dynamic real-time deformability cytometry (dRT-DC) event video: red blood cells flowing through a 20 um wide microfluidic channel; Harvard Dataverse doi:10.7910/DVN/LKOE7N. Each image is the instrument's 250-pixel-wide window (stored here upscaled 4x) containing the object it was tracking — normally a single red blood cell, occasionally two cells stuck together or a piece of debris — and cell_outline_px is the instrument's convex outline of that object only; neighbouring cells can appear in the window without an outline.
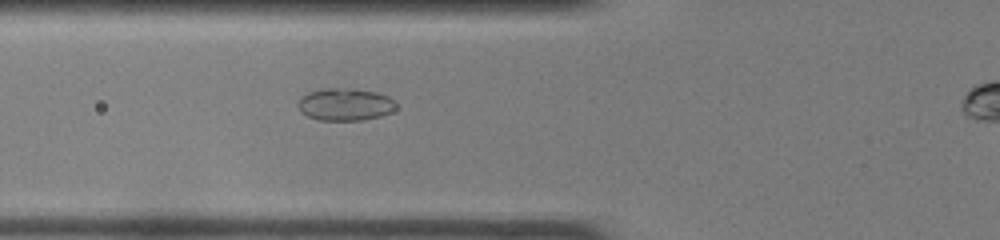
{"species": "common noctule bat (a hibernating species)", "species_latin": "Nyctalus noctula", "temperature_condition": "room temperature", "stored_images_in_passage": 37, "camera_frame_rate_fps": 3000, "um_per_image_px": 0.085, "animal": {"sex": "female", "body_mass_g": 22.0, "forearm_length_mm": 56.7}, "frame": {"image": 1, "passage_image": 10, "time_ms": 3.0, "image_size_px": [1000, 240], "cell_outline_px": [[396, 108], [392, 112], [380, 116], [364, 120], [320, 120], [308, 116], [300, 112], [296, 104], [308, 92], [324, 88], [348, 88], [376, 92], [388, 96], [396, 100]], "centroid_in_image_um": [29.36, 8.88], "position_along_channel_um": 96.4, "area_um2": 18.61}}
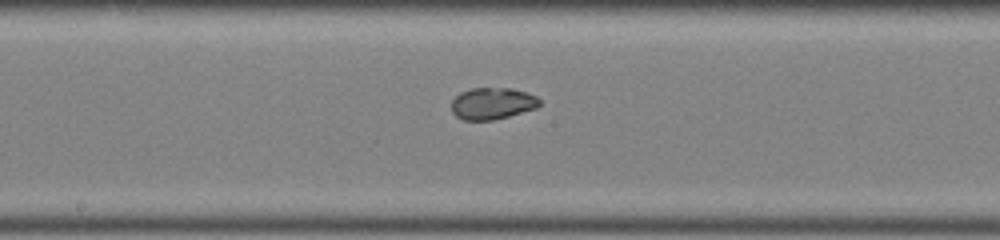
{"frame": {"image": 2, "passage_image": 18, "time_ms": 5.667, "image_size_px": [1000, 240], "cell_outline_px": [[540, 104], [536, 108], [508, 116], [492, 120], [464, 120], [456, 116], [452, 112], [452, 100], [460, 92], [472, 88], [508, 88], [524, 92], [536, 96], [540, 100]], "centroid_in_image_um": [41.82, 8.79], "position_along_channel_um": 206.4, "area_um2": 16.13}}
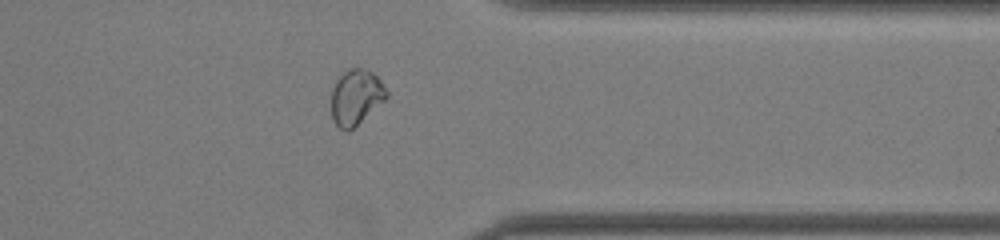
{"frame": {"image": 3, "passage_image": 31, "time_ms": 10.0, "image_size_px": [1000, 240], "cell_outline_px": [[388, 96], [384, 100], [348, 132], [340, 128], [332, 120], [332, 88], [336, 80], [348, 68], [364, 68], [372, 72], [380, 80], [388, 92]], "centroid_in_image_um": [30.24, 8.24], "position_along_channel_um": 381.2, "area_um2": 17.57}}